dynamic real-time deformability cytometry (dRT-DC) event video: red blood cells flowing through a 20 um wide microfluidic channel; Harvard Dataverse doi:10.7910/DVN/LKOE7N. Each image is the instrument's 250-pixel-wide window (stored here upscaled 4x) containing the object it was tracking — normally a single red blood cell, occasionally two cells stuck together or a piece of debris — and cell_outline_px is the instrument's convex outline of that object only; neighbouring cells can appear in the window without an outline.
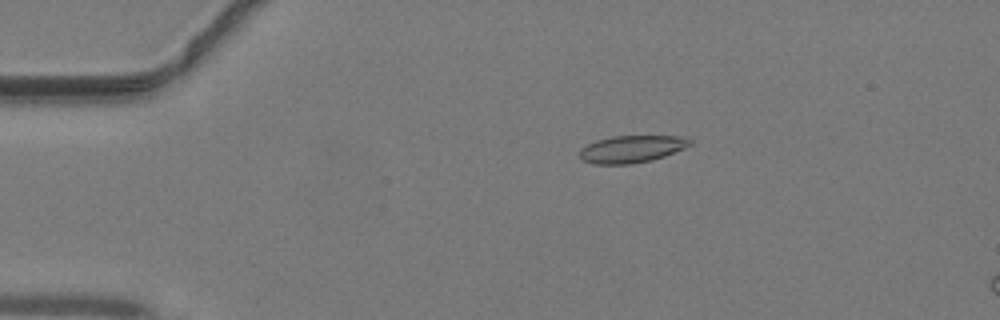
{"species": "common noctule bat (a hibernating species)", "species_latin": "Nyctalus noctula", "temperature_condition": "warm", "stored_images_in_passage": 7, "camera_frame_rate_fps": 3000, "um_per_image_px": 0.085, "animal": {"sex": "male", "body_mass_g": 19.2, "forearm_length_mm": 51.8}, "frame": {"image": 1, "passage_image": 2, "time_ms": 0.333, "image_size_px": [1000, 320], "cell_outline_px": [[692, 144], [684, 148], [664, 156], [652, 160], [632, 164], [596, 164], [584, 160], [580, 156], [580, 148], [596, 140], [612, 136], [680, 136], [692, 140]], "centroid_in_image_um": [53.7, 12.66], "position_along_channel_um": 31.3, "area_um2": 17.4}}